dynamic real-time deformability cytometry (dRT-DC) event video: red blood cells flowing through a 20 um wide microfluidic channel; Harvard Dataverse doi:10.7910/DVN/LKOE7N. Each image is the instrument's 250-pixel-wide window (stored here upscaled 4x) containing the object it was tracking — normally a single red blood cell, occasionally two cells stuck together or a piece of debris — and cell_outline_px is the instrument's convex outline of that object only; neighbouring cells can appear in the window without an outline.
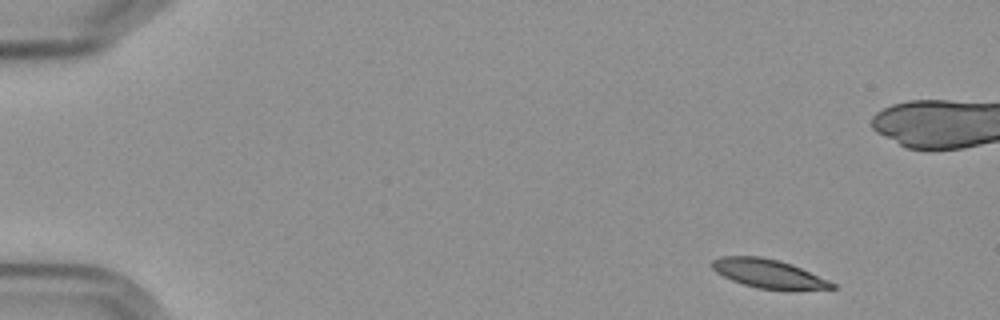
{"species": "Egyptian fruit bat (a non-hibernating species)", "species_latin": "Rousettus aegyptiacus", "temperature_condition": "cold", "stored_images_in_passage": 7, "camera_frame_rate_fps": 3000, "um_per_image_px": 0.085, "frame": {"image": 1, "passage_image": 1, "time_ms": 0.0, "image_size_px": [1000, 320], "cell_outline_px": [[836, 288], [756, 288], [732, 280], [716, 272], [712, 268], [712, 260], [720, 256], [760, 256], [792, 264], [828, 280], [836, 284]], "centroid_in_image_um": [65.25, 23.22], "position_along_channel_um": 19.8, "area_um2": 19.36}}
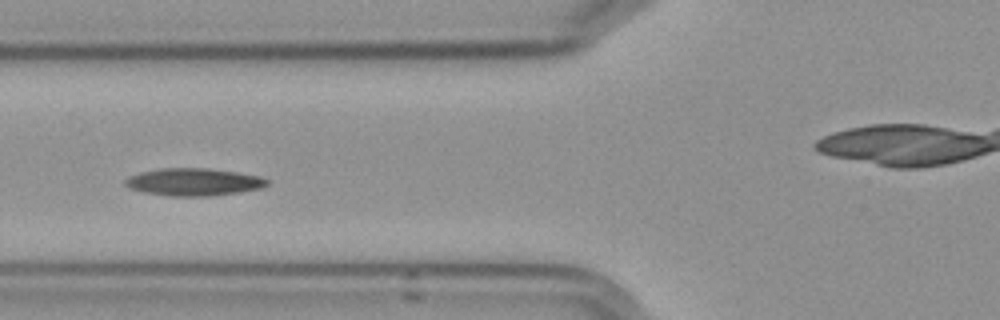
{"frame": {"image": 2, "passage_image": 6, "time_ms": 5.667, "image_size_px": [1000, 320], "cell_outline_px": [[268, 184], [264, 188], [212, 196], [168, 196], [144, 192], [128, 188], [124, 184], [124, 180], [128, 176], [140, 172], [160, 168], [208, 168], [236, 172], [260, 176], [268, 180]], "centroid_in_image_um": [16.44, 15.47], "position_along_channel_um": 109.4, "area_um2": 22.89}}